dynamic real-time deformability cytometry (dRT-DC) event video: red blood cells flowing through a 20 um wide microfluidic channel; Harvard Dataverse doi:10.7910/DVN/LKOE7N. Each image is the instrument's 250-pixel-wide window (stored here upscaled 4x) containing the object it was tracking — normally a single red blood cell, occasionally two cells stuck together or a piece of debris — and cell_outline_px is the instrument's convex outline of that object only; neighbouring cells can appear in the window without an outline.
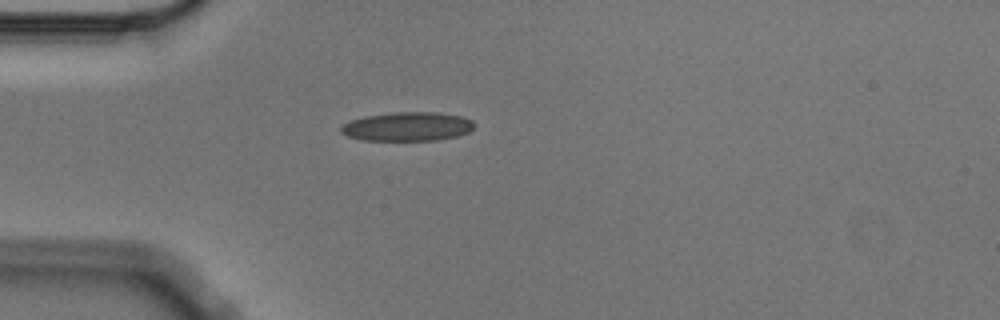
{"species": "Egyptian fruit bat (a non-hibernating species)", "species_latin": "Rousettus aegyptiacus", "temperature_condition": "cold", "stored_images_in_passage": 2, "camera_frame_rate_fps": 3000, "um_per_image_px": 0.085, "animal": {"sex": "male"}, "frame": {"image": 1, "passage_image": 1, "time_ms": 0.0, "image_size_px": [1000, 320], "cell_outline_px": [[472, 128], [468, 132], [456, 136], [436, 140], [360, 140], [348, 136], [340, 132], [340, 128], [344, 124], [352, 120], [364, 116], [392, 112], [436, 112], [460, 116], [472, 120]], "centroid_in_image_um": [34.59, 10.75], "position_along_channel_um": 50.4, "area_um2": 22.31}}